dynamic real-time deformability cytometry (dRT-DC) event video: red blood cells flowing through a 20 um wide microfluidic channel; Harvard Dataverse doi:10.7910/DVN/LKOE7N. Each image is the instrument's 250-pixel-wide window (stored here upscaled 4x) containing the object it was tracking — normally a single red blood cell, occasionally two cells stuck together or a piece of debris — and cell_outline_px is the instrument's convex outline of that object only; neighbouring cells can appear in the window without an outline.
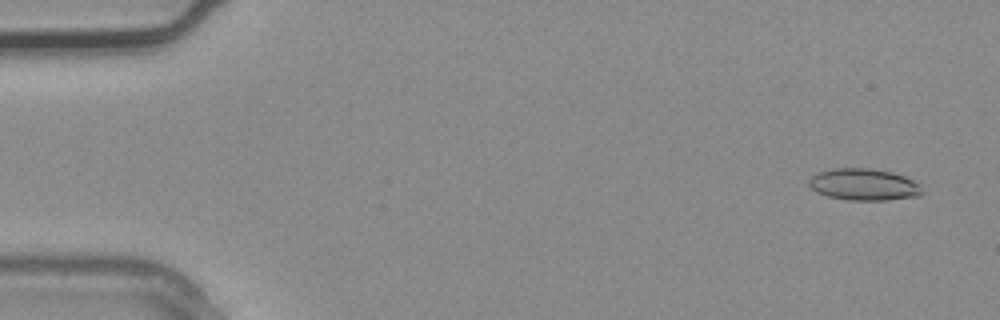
{"species": "common noctule bat (a hibernating species)", "species_latin": "Nyctalus noctula", "temperature_condition": "warm", "stored_images_in_passage": 3, "camera_frame_rate_fps": 3000, "um_per_image_px": 0.085, "animal": {"sex": "male", "body_mass_g": 20.4}, "frame": {"image": 1, "passage_image": 1, "time_ms": 0.0, "image_size_px": [1000, 320], "cell_outline_px": [[924, 192], [920, 196], [888, 200], [852, 200], [828, 196], [816, 192], [808, 184], [808, 180], [812, 176], [820, 172], [836, 168], [872, 168], [892, 172], [904, 176], [920, 184]], "centroid_in_image_um": [73.47, 15.69], "position_along_channel_um": 11.5, "area_um2": 20.98}}
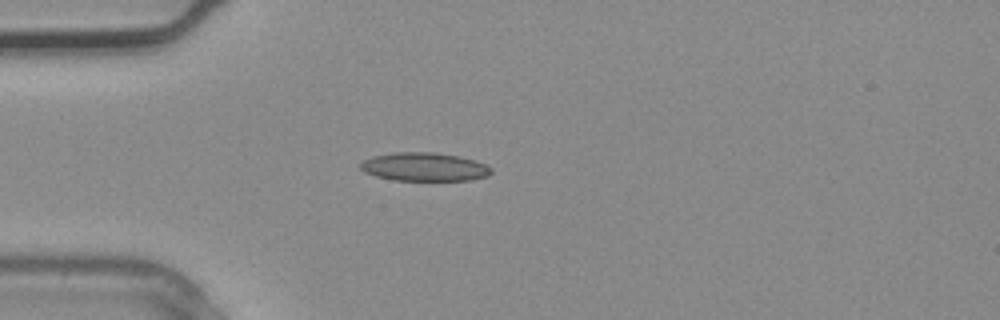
{"frame": {"image": 2, "passage_image": 3, "time_ms": 0.667, "image_size_px": [1000, 320], "cell_outline_px": [[492, 172], [488, 176], [472, 180], [392, 180], [376, 176], [364, 172], [360, 168], [360, 164], [364, 160], [372, 156], [392, 152], [432, 152], [460, 156], [484, 164], [492, 168]], "centroid_in_image_um": [36.05, 14.18], "position_along_channel_um": 48.9, "area_um2": 21.73}}